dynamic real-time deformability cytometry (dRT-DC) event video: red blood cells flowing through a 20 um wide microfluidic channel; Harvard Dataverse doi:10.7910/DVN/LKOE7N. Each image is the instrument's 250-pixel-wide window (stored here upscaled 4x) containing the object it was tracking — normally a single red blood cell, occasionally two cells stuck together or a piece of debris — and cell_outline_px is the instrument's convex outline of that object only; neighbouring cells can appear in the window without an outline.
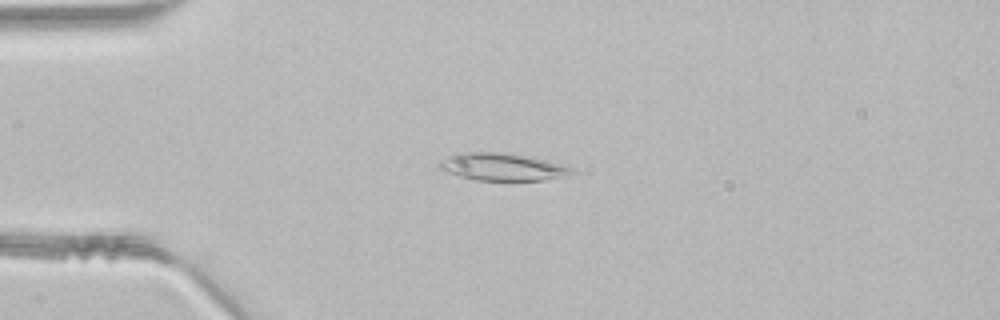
{"species": "common noctule bat (a hibernating species)", "species_latin": "Nyctalus noctula", "temperature_condition": "room temperature", "stored_images_in_passage": 45, "segment_of_instrument_passage": [1, 2], "camera_frame_rate_fps": 3000, "um_per_image_px": 0.085, "animal": {"sex": "male", "body_mass_g": 21.5, "forearm_length_mm": 52.0}, "frame": {"image": 1, "passage_image": 10, "time_ms": 3.0, "image_size_px": [1000, 320], "cell_outline_px": [[576, 172], [544, 180], [476, 180], [460, 176], [448, 172], [440, 168], [436, 164], [440, 160], [456, 152], [500, 152], [548, 160], [576, 168]], "centroid_in_image_um": [42.68, 14.17], "position_along_channel_um": 42.3, "area_um2": 21.1}}
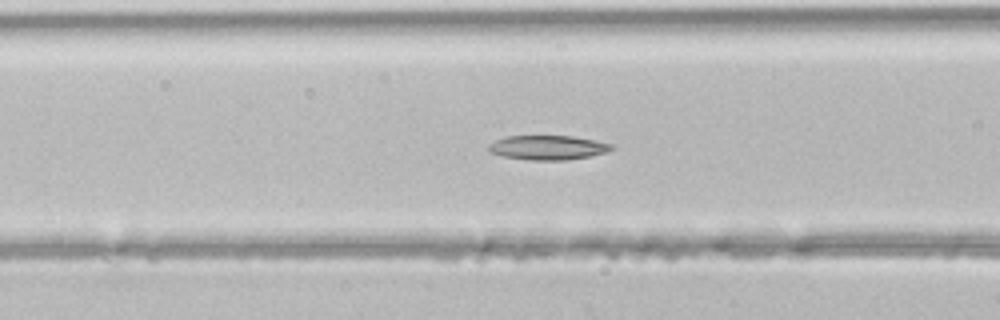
{"frame": {"image": 2, "passage_image": 17, "time_ms": 5.333, "image_size_px": [1000, 320], "cell_outline_px": [[616, 148], [604, 152], [588, 156], [564, 160], [528, 160], [504, 156], [488, 152], [484, 148], [488, 144], [504, 136], [572, 136], [596, 140], [616, 144]], "centroid_in_image_um": [46.54, 12.53], "position_along_channel_um": 120.1, "area_um2": 17.69}}
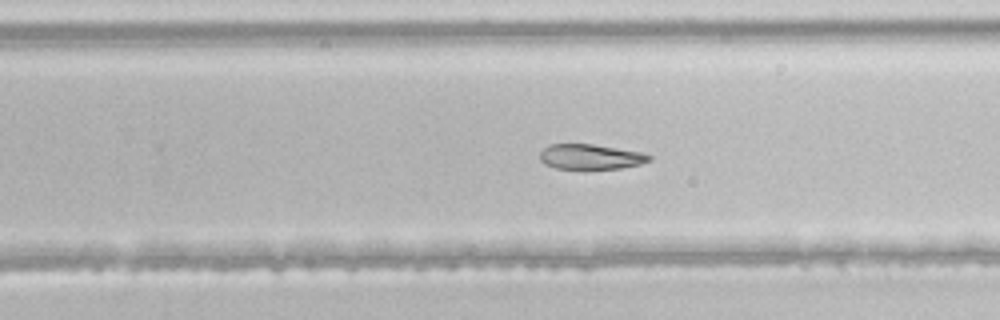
{"frame": {"image": 3, "passage_image": 28, "time_ms": 9.0, "image_size_px": [1000, 320], "cell_outline_px": [[652, 160], [640, 164], [620, 168], [584, 172], [556, 168], [544, 164], [540, 160], [540, 152], [548, 144], [592, 144], [644, 152], [652, 156]], "centroid_in_image_um": [50.2, 13.37], "position_along_channel_um": 279.6, "area_um2": 16.88}}